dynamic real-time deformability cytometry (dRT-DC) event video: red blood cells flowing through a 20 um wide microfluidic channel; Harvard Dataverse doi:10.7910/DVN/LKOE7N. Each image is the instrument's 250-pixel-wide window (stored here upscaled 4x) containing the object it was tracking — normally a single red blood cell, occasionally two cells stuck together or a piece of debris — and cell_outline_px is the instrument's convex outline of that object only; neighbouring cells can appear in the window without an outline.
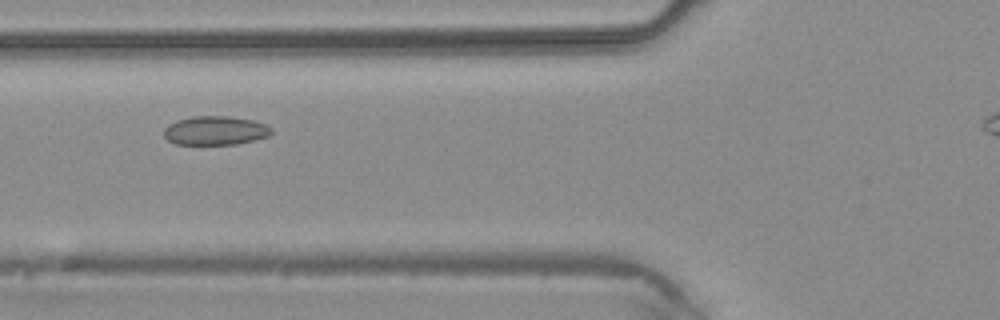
{"species": "common noctule bat (a hibernating species)", "species_latin": "Nyctalus noctula", "temperature_condition": "warm", "stored_images_in_passage": 32, "camera_frame_rate_fps": 3000, "um_per_image_px": 0.085, "animal": {"sex": "male", "body_mass_g": 20.4}, "frame": {"image": 1, "passage_image": 9, "time_ms": 2.667, "image_size_px": [1000, 320], "cell_outline_px": [[268, 132], [264, 136], [248, 140], [228, 144], [180, 144], [172, 140], [164, 132], [172, 124], [184, 120], [244, 120], [260, 124]], "centroid_in_image_um": [18.22, 11.19], "position_along_channel_um": 107.6, "area_um2": 14.85}}
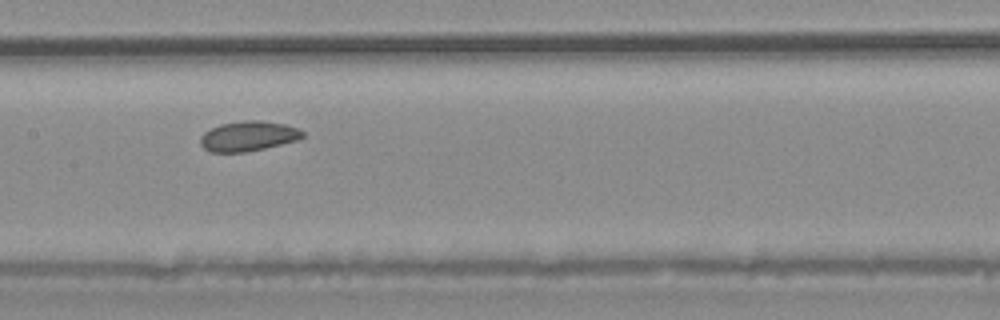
{"frame": {"image": 2, "passage_image": 14, "time_ms": 4.333, "image_size_px": [1000, 320], "cell_outline_px": [[300, 136], [292, 140], [260, 148], [236, 152], [216, 152], [208, 148], [204, 144], [204, 136], [208, 132], [216, 128], [228, 124], [276, 124], [292, 128], [300, 132]], "centroid_in_image_um": [21.06, 11.64], "position_along_channel_um": 186.3, "area_um2": 14.74}}
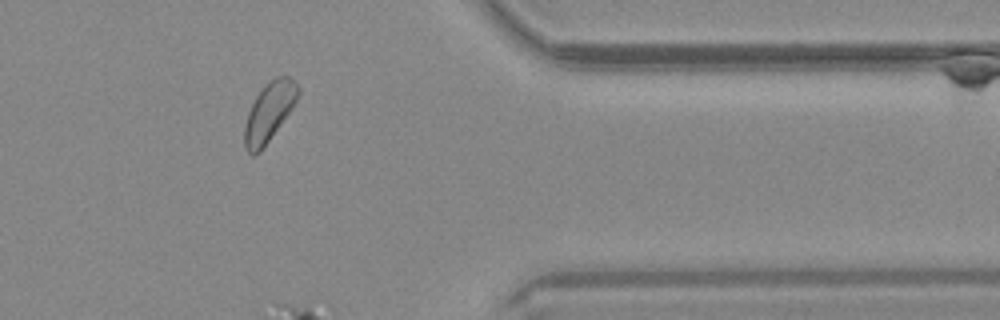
{"frame": {"image": 3, "passage_image": 28, "time_ms": 9.0, "image_size_px": [1000, 320], "cell_outline_px": [[296, 96], [292, 104], [264, 144], [256, 152], [252, 152], [244, 140], [244, 136], [248, 116], [260, 92], [268, 84], [296, 88]], "centroid_in_image_um": [22.73, 9.71], "position_along_channel_um": 388.7, "area_um2": 14.22}}